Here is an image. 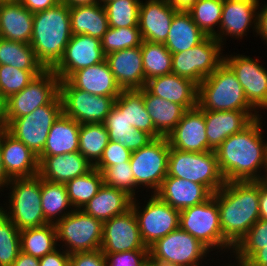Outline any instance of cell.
<instances>
[{
	"instance_id": "cell-1",
	"label": "cell",
	"mask_w": 267,
	"mask_h": 266,
	"mask_svg": "<svg viewBox=\"0 0 267 266\" xmlns=\"http://www.w3.org/2000/svg\"><path fill=\"white\" fill-rule=\"evenodd\" d=\"M262 116L254 119L241 132L229 136L215 150L225 182L265 180L267 139L263 135L265 125Z\"/></svg>"
},
{
	"instance_id": "cell-2",
	"label": "cell",
	"mask_w": 267,
	"mask_h": 266,
	"mask_svg": "<svg viewBox=\"0 0 267 266\" xmlns=\"http://www.w3.org/2000/svg\"><path fill=\"white\" fill-rule=\"evenodd\" d=\"M223 238L234 248L260 219L259 181H234L214 193Z\"/></svg>"
},
{
	"instance_id": "cell-3",
	"label": "cell",
	"mask_w": 267,
	"mask_h": 266,
	"mask_svg": "<svg viewBox=\"0 0 267 266\" xmlns=\"http://www.w3.org/2000/svg\"><path fill=\"white\" fill-rule=\"evenodd\" d=\"M71 37L70 11L66 4L60 2L34 13L30 45L44 69H53L58 64Z\"/></svg>"
},
{
	"instance_id": "cell-4",
	"label": "cell",
	"mask_w": 267,
	"mask_h": 266,
	"mask_svg": "<svg viewBox=\"0 0 267 266\" xmlns=\"http://www.w3.org/2000/svg\"><path fill=\"white\" fill-rule=\"evenodd\" d=\"M197 105L208 111H256L232 69L223 62L198 85Z\"/></svg>"
},
{
	"instance_id": "cell-5",
	"label": "cell",
	"mask_w": 267,
	"mask_h": 266,
	"mask_svg": "<svg viewBox=\"0 0 267 266\" xmlns=\"http://www.w3.org/2000/svg\"><path fill=\"white\" fill-rule=\"evenodd\" d=\"M6 188L9 190L8 196H5L8 200L4 199L6 202L3 201L2 212L19 231L49 223L42 211L41 178L38 175L31 178H13Z\"/></svg>"
},
{
	"instance_id": "cell-6",
	"label": "cell",
	"mask_w": 267,
	"mask_h": 266,
	"mask_svg": "<svg viewBox=\"0 0 267 266\" xmlns=\"http://www.w3.org/2000/svg\"><path fill=\"white\" fill-rule=\"evenodd\" d=\"M179 227L198 239L210 251L232 254L233 247L223 238L219 209L214 194L204 203L180 210ZM225 252V253H224Z\"/></svg>"
},
{
	"instance_id": "cell-7",
	"label": "cell",
	"mask_w": 267,
	"mask_h": 266,
	"mask_svg": "<svg viewBox=\"0 0 267 266\" xmlns=\"http://www.w3.org/2000/svg\"><path fill=\"white\" fill-rule=\"evenodd\" d=\"M167 176L202 184L212 194L225 184L215 151L196 153L170 147Z\"/></svg>"
},
{
	"instance_id": "cell-8",
	"label": "cell",
	"mask_w": 267,
	"mask_h": 266,
	"mask_svg": "<svg viewBox=\"0 0 267 266\" xmlns=\"http://www.w3.org/2000/svg\"><path fill=\"white\" fill-rule=\"evenodd\" d=\"M60 79L52 69H45L23 90L11 95L2 104V124L26 116L36 108L49 104L59 94Z\"/></svg>"
},
{
	"instance_id": "cell-9",
	"label": "cell",
	"mask_w": 267,
	"mask_h": 266,
	"mask_svg": "<svg viewBox=\"0 0 267 266\" xmlns=\"http://www.w3.org/2000/svg\"><path fill=\"white\" fill-rule=\"evenodd\" d=\"M58 246L68 254L91 252L101 248L103 223L74 209L55 224Z\"/></svg>"
},
{
	"instance_id": "cell-10",
	"label": "cell",
	"mask_w": 267,
	"mask_h": 266,
	"mask_svg": "<svg viewBox=\"0 0 267 266\" xmlns=\"http://www.w3.org/2000/svg\"><path fill=\"white\" fill-rule=\"evenodd\" d=\"M146 196L150 198L146 201L144 197L143 205L139 198H134L131 209L136 216L141 239L146 247H149L158 239L179 228L180 210L163 202L156 194L151 196L146 194Z\"/></svg>"
},
{
	"instance_id": "cell-11",
	"label": "cell",
	"mask_w": 267,
	"mask_h": 266,
	"mask_svg": "<svg viewBox=\"0 0 267 266\" xmlns=\"http://www.w3.org/2000/svg\"><path fill=\"white\" fill-rule=\"evenodd\" d=\"M169 153L170 146L166 137L153 139L146 146L132 152L131 169L140 190L146 188V193L149 191V194H155L159 190L167 177Z\"/></svg>"
},
{
	"instance_id": "cell-12",
	"label": "cell",
	"mask_w": 267,
	"mask_h": 266,
	"mask_svg": "<svg viewBox=\"0 0 267 266\" xmlns=\"http://www.w3.org/2000/svg\"><path fill=\"white\" fill-rule=\"evenodd\" d=\"M223 47L215 37L207 36L187 51L172 54V73L199 85L224 62Z\"/></svg>"
},
{
	"instance_id": "cell-13",
	"label": "cell",
	"mask_w": 267,
	"mask_h": 266,
	"mask_svg": "<svg viewBox=\"0 0 267 266\" xmlns=\"http://www.w3.org/2000/svg\"><path fill=\"white\" fill-rule=\"evenodd\" d=\"M62 112V100L58 94L49 104L36 108L26 116L13 119L5 129L39 156L53 123Z\"/></svg>"
},
{
	"instance_id": "cell-14",
	"label": "cell",
	"mask_w": 267,
	"mask_h": 266,
	"mask_svg": "<svg viewBox=\"0 0 267 266\" xmlns=\"http://www.w3.org/2000/svg\"><path fill=\"white\" fill-rule=\"evenodd\" d=\"M59 94L63 113L80 124L104 123L117 98L90 94L68 80H60Z\"/></svg>"
},
{
	"instance_id": "cell-15",
	"label": "cell",
	"mask_w": 267,
	"mask_h": 266,
	"mask_svg": "<svg viewBox=\"0 0 267 266\" xmlns=\"http://www.w3.org/2000/svg\"><path fill=\"white\" fill-rule=\"evenodd\" d=\"M149 253L178 266H204L211 251L180 227L148 247ZM205 257V258H204Z\"/></svg>"
},
{
	"instance_id": "cell-16",
	"label": "cell",
	"mask_w": 267,
	"mask_h": 266,
	"mask_svg": "<svg viewBox=\"0 0 267 266\" xmlns=\"http://www.w3.org/2000/svg\"><path fill=\"white\" fill-rule=\"evenodd\" d=\"M254 58L250 55L228 53L224 55V62L236 74L248 103L261 115L267 111V68L260 64L258 58Z\"/></svg>"
},
{
	"instance_id": "cell-17",
	"label": "cell",
	"mask_w": 267,
	"mask_h": 266,
	"mask_svg": "<svg viewBox=\"0 0 267 266\" xmlns=\"http://www.w3.org/2000/svg\"><path fill=\"white\" fill-rule=\"evenodd\" d=\"M104 60L100 39L85 34H72L62 58L52 70L60 80H67L75 71Z\"/></svg>"
},
{
	"instance_id": "cell-18",
	"label": "cell",
	"mask_w": 267,
	"mask_h": 266,
	"mask_svg": "<svg viewBox=\"0 0 267 266\" xmlns=\"http://www.w3.org/2000/svg\"><path fill=\"white\" fill-rule=\"evenodd\" d=\"M100 250L103 253L149 250L141 239L138 222L132 209L103 223Z\"/></svg>"
},
{
	"instance_id": "cell-19",
	"label": "cell",
	"mask_w": 267,
	"mask_h": 266,
	"mask_svg": "<svg viewBox=\"0 0 267 266\" xmlns=\"http://www.w3.org/2000/svg\"><path fill=\"white\" fill-rule=\"evenodd\" d=\"M259 1L224 0L218 36L216 37L222 45H226L227 37L235 40L243 39V36L247 37L251 28L256 33Z\"/></svg>"
},
{
	"instance_id": "cell-20",
	"label": "cell",
	"mask_w": 267,
	"mask_h": 266,
	"mask_svg": "<svg viewBox=\"0 0 267 266\" xmlns=\"http://www.w3.org/2000/svg\"><path fill=\"white\" fill-rule=\"evenodd\" d=\"M166 138L170 147L180 151L196 153L209 151L204 110L198 105L186 110Z\"/></svg>"
},
{
	"instance_id": "cell-21",
	"label": "cell",
	"mask_w": 267,
	"mask_h": 266,
	"mask_svg": "<svg viewBox=\"0 0 267 266\" xmlns=\"http://www.w3.org/2000/svg\"><path fill=\"white\" fill-rule=\"evenodd\" d=\"M3 166L11 178H31L39 173L38 156L4 127L0 129Z\"/></svg>"
},
{
	"instance_id": "cell-22",
	"label": "cell",
	"mask_w": 267,
	"mask_h": 266,
	"mask_svg": "<svg viewBox=\"0 0 267 266\" xmlns=\"http://www.w3.org/2000/svg\"><path fill=\"white\" fill-rule=\"evenodd\" d=\"M261 115L257 111L204 110L209 151H215L229 136L241 132Z\"/></svg>"
},
{
	"instance_id": "cell-23",
	"label": "cell",
	"mask_w": 267,
	"mask_h": 266,
	"mask_svg": "<svg viewBox=\"0 0 267 266\" xmlns=\"http://www.w3.org/2000/svg\"><path fill=\"white\" fill-rule=\"evenodd\" d=\"M177 11L166 0H141L138 26L142 40L164 44Z\"/></svg>"
},
{
	"instance_id": "cell-24",
	"label": "cell",
	"mask_w": 267,
	"mask_h": 266,
	"mask_svg": "<svg viewBox=\"0 0 267 266\" xmlns=\"http://www.w3.org/2000/svg\"><path fill=\"white\" fill-rule=\"evenodd\" d=\"M105 60L122 90H140L145 87L141 46L112 52L105 56Z\"/></svg>"
},
{
	"instance_id": "cell-25",
	"label": "cell",
	"mask_w": 267,
	"mask_h": 266,
	"mask_svg": "<svg viewBox=\"0 0 267 266\" xmlns=\"http://www.w3.org/2000/svg\"><path fill=\"white\" fill-rule=\"evenodd\" d=\"M38 176L53 183H66L88 173L93 165L79 152L54 156H38Z\"/></svg>"
},
{
	"instance_id": "cell-26",
	"label": "cell",
	"mask_w": 267,
	"mask_h": 266,
	"mask_svg": "<svg viewBox=\"0 0 267 266\" xmlns=\"http://www.w3.org/2000/svg\"><path fill=\"white\" fill-rule=\"evenodd\" d=\"M145 88L152 95L177 103L186 110L197 106L198 85L174 73L147 80Z\"/></svg>"
},
{
	"instance_id": "cell-27",
	"label": "cell",
	"mask_w": 267,
	"mask_h": 266,
	"mask_svg": "<svg viewBox=\"0 0 267 266\" xmlns=\"http://www.w3.org/2000/svg\"><path fill=\"white\" fill-rule=\"evenodd\" d=\"M155 194L178 210L202 204L212 196L204 185L172 176L163 180Z\"/></svg>"
},
{
	"instance_id": "cell-28",
	"label": "cell",
	"mask_w": 267,
	"mask_h": 266,
	"mask_svg": "<svg viewBox=\"0 0 267 266\" xmlns=\"http://www.w3.org/2000/svg\"><path fill=\"white\" fill-rule=\"evenodd\" d=\"M67 80L75 88L98 96L118 97L122 91L106 60L75 71Z\"/></svg>"
},
{
	"instance_id": "cell-29",
	"label": "cell",
	"mask_w": 267,
	"mask_h": 266,
	"mask_svg": "<svg viewBox=\"0 0 267 266\" xmlns=\"http://www.w3.org/2000/svg\"><path fill=\"white\" fill-rule=\"evenodd\" d=\"M33 15L19 1L1 2L0 38L30 44Z\"/></svg>"
},
{
	"instance_id": "cell-30",
	"label": "cell",
	"mask_w": 267,
	"mask_h": 266,
	"mask_svg": "<svg viewBox=\"0 0 267 266\" xmlns=\"http://www.w3.org/2000/svg\"><path fill=\"white\" fill-rule=\"evenodd\" d=\"M132 200L125 191L103 184L82 210L104 223L131 209Z\"/></svg>"
},
{
	"instance_id": "cell-31",
	"label": "cell",
	"mask_w": 267,
	"mask_h": 266,
	"mask_svg": "<svg viewBox=\"0 0 267 266\" xmlns=\"http://www.w3.org/2000/svg\"><path fill=\"white\" fill-rule=\"evenodd\" d=\"M80 123L63 112L53 123L43 152L39 156H54L79 150Z\"/></svg>"
},
{
	"instance_id": "cell-32",
	"label": "cell",
	"mask_w": 267,
	"mask_h": 266,
	"mask_svg": "<svg viewBox=\"0 0 267 266\" xmlns=\"http://www.w3.org/2000/svg\"><path fill=\"white\" fill-rule=\"evenodd\" d=\"M207 36L192 20L188 11L178 10L171 21L165 47L172 53L187 51L198 45Z\"/></svg>"
},
{
	"instance_id": "cell-33",
	"label": "cell",
	"mask_w": 267,
	"mask_h": 266,
	"mask_svg": "<svg viewBox=\"0 0 267 266\" xmlns=\"http://www.w3.org/2000/svg\"><path fill=\"white\" fill-rule=\"evenodd\" d=\"M108 131L109 139L124 145L131 152L146 146L153 138L144 131L130 125L125 112L114 104L103 123Z\"/></svg>"
},
{
	"instance_id": "cell-34",
	"label": "cell",
	"mask_w": 267,
	"mask_h": 266,
	"mask_svg": "<svg viewBox=\"0 0 267 266\" xmlns=\"http://www.w3.org/2000/svg\"><path fill=\"white\" fill-rule=\"evenodd\" d=\"M69 11L74 35L85 34L101 40L109 28L107 13L101 3L71 7Z\"/></svg>"
},
{
	"instance_id": "cell-35",
	"label": "cell",
	"mask_w": 267,
	"mask_h": 266,
	"mask_svg": "<svg viewBox=\"0 0 267 266\" xmlns=\"http://www.w3.org/2000/svg\"><path fill=\"white\" fill-rule=\"evenodd\" d=\"M143 99L156 131L162 137H167L181 120L186 109L177 103L152 95L145 87H143Z\"/></svg>"
},
{
	"instance_id": "cell-36",
	"label": "cell",
	"mask_w": 267,
	"mask_h": 266,
	"mask_svg": "<svg viewBox=\"0 0 267 266\" xmlns=\"http://www.w3.org/2000/svg\"><path fill=\"white\" fill-rule=\"evenodd\" d=\"M121 112H125L126 119L134 128L144 131L153 139L162 137L155 129L148 114L144 99L143 88L140 90H122L114 103Z\"/></svg>"
},
{
	"instance_id": "cell-37",
	"label": "cell",
	"mask_w": 267,
	"mask_h": 266,
	"mask_svg": "<svg viewBox=\"0 0 267 266\" xmlns=\"http://www.w3.org/2000/svg\"><path fill=\"white\" fill-rule=\"evenodd\" d=\"M41 204L45 219L53 224L74 210L65 183H53L44 179H41Z\"/></svg>"
},
{
	"instance_id": "cell-38",
	"label": "cell",
	"mask_w": 267,
	"mask_h": 266,
	"mask_svg": "<svg viewBox=\"0 0 267 266\" xmlns=\"http://www.w3.org/2000/svg\"><path fill=\"white\" fill-rule=\"evenodd\" d=\"M21 252L42 258L55 251L58 246L56 228L53 223L20 231Z\"/></svg>"
},
{
	"instance_id": "cell-39",
	"label": "cell",
	"mask_w": 267,
	"mask_h": 266,
	"mask_svg": "<svg viewBox=\"0 0 267 266\" xmlns=\"http://www.w3.org/2000/svg\"><path fill=\"white\" fill-rule=\"evenodd\" d=\"M0 65L19 70L43 71L30 44L0 38Z\"/></svg>"
},
{
	"instance_id": "cell-40",
	"label": "cell",
	"mask_w": 267,
	"mask_h": 266,
	"mask_svg": "<svg viewBox=\"0 0 267 266\" xmlns=\"http://www.w3.org/2000/svg\"><path fill=\"white\" fill-rule=\"evenodd\" d=\"M109 141V134L103 123L80 124L78 151L93 167L101 159Z\"/></svg>"
},
{
	"instance_id": "cell-41",
	"label": "cell",
	"mask_w": 267,
	"mask_h": 266,
	"mask_svg": "<svg viewBox=\"0 0 267 266\" xmlns=\"http://www.w3.org/2000/svg\"><path fill=\"white\" fill-rule=\"evenodd\" d=\"M103 184L102 172L94 167L88 173L67 181L65 186L73 208L82 210Z\"/></svg>"
},
{
	"instance_id": "cell-42",
	"label": "cell",
	"mask_w": 267,
	"mask_h": 266,
	"mask_svg": "<svg viewBox=\"0 0 267 266\" xmlns=\"http://www.w3.org/2000/svg\"><path fill=\"white\" fill-rule=\"evenodd\" d=\"M143 69L146 81L172 73V53L163 43L143 40L141 43Z\"/></svg>"
},
{
	"instance_id": "cell-43",
	"label": "cell",
	"mask_w": 267,
	"mask_h": 266,
	"mask_svg": "<svg viewBox=\"0 0 267 266\" xmlns=\"http://www.w3.org/2000/svg\"><path fill=\"white\" fill-rule=\"evenodd\" d=\"M223 4L224 0H198L187 11L206 36L216 38L218 36Z\"/></svg>"
},
{
	"instance_id": "cell-44",
	"label": "cell",
	"mask_w": 267,
	"mask_h": 266,
	"mask_svg": "<svg viewBox=\"0 0 267 266\" xmlns=\"http://www.w3.org/2000/svg\"><path fill=\"white\" fill-rule=\"evenodd\" d=\"M141 0H110L104 4L109 27H139Z\"/></svg>"
},
{
	"instance_id": "cell-45",
	"label": "cell",
	"mask_w": 267,
	"mask_h": 266,
	"mask_svg": "<svg viewBox=\"0 0 267 266\" xmlns=\"http://www.w3.org/2000/svg\"><path fill=\"white\" fill-rule=\"evenodd\" d=\"M21 252L20 231L3 213H0V266H11Z\"/></svg>"
},
{
	"instance_id": "cell-46",
	"label": "cell",
	"mask_w": 267,
	"mask_h": 266,
	"mask_svg": "<svg viewBox=\"0 0 267 266\" xmlns=\"http://www.w3.org/2000/svg\"><path fill=\"white\" fill-rule=\"evenodd\" d=\"M142 41L139 27H109L101 39V46L107 56L112 52L141 46Z\"/></svg>"
},
{
	"instance_id": "cell-47",
	"label": "cell",
	"mask_w": 267,
	"mask_h": 266,
	"mask_svg": "<svg viewBox=\"0 0 267 266\" xmlns=\"http://www.w3.org/2000/svg\"><path fill=\"white\" fill-rule=\"evenodd\" d=\"M260 245H267V220L259 219L233 248L232 258L247 262L258 250ZM234 255V256H233Z\"/></svg>"
},
{
	"instance_id": "cell-48",
	"label": "cell",
	"mask_w": 267,
	"mask_h": 266,
	"mask_svg": "<svg viewBox=\"0 0 267 266\" xmlns=\"http://www.w3.org/2000/svg\"><path fill=\"white\" fill-rule=\"evenodd\" d=\"M41 72L0 65V103L2 104L11 95L23 90Z\"/></svg>"
},
{
	"instance_id": "cell-49",
	"label": "cell",
	"mask_w": 267,
	"mask_h": 266,
	"mask_svg": "<svg viewBox=\"0 0 267 266\" xmlns=\"http://www.w3.org/2000/svg\"><path fill=\"white\" fill-rule=\"evenodd\" d=\"M102 174L105 185L125 191L133 199L138 197V192L142 193L135 183L130 161L106 167Z\"/></svg>"
},
{
	"instance_id": "cell-50",
	"label": "cell",
	"mask_w": 267,
	"mask_h": 266,
	"mask_svg": "<svg viewBox=\"0 0 267 266\" xmlns=\"http://www.w3.org/2000/svg\"><path fill=\"white\" fill-rule=\"evenodd\" d=\"M131 154L132 152L124 145L118 142L109 141L104 149L101 159L94 168L102 172L106 167L130 161Z\"/></svg>"
},
{
	"instance_id": "cell-51",
	"label": "cell",
	"mask_w": 267,
	"mask_h": 266,
	"mask_svg": "<svg viewBox=\"0 0 267 266\" xmlns=\"http://www.w3.org/2000/svg\"><path fill=\"white\" fill-rule=\"evenodd\" d=\"M149 250L104 253L106 266H147Z\"/></svg>"
},
{
	"instance_id": "cell-52",
	"label": "cell",
	"mask_w": 267,
	"mask_h": 266,
	"mask_svg": "<svg viewBox=\"0 0 267 266\" xmlns=\"http://www.w3.org/2000/svg\"><path fill=\"white\" fill-rule=\"evenodd\" d=\"M69 266H106L105 254L99 249L70 254Z\"/></svg>"
},
{
	"instance_id": "cell-53",
	"label": "cell",
	"mask_w": 267,
	"mask_h": 266,
	"mask_svg": "<svg viewBox=\"0 0 267 266\" xmlns=\"http://www.w3.org/2000/svg\"><path fill=\"white\" fill-rule=\"evenodd\" d=\"M39 262L40 266H69L70 254L61 248H57L52 253L46 254L44 257L40 258Z\"/></svg>"
},
{
	"instance_id": "cell-54",
	"label": "cell",
	"mask_w": 267,
	"mask_h": 266,
	"mask_svg": "<svg viewBox=\"0 0 267 266\" xmlns=\"http://www.w3.org/2000/svg\"><path fill=\"white\" fill-rule=\"evenodd\" d=\"M259 1V7L257 12V30H256V37L260 36L261 41H264V45L267 46V3L262 4Z\"/></svg>"
},
{
	"instance_id": "cell-55",
	"label": "cell",
	"mask_w": 267,
	"mask_h": 266,
	"mask_svg": "<svg viewBox=\"0 0 267 266\" xmlns=\"http://www.w3.org/2000/svg\"><path fill=\"white\" fill-rule=\"evenodd\" d=\"M30 12L36 13L56 6L61 0H17Z\"/></svg>"
},
{
	"instance_id": "cell-56",
	"label": "cell",
	"mask_w": 267,
	"mask_h": 266,
	"mask_svg": "<svg viewBox=\"0 0 267 266\" xmlns=\"http://www.w3.org/2000/svg\"><path fill=\"white\" fill-rule=\"evenodd\" d=\"M259 213L260 219L267 220V182L259 181Z\"/></svg>"
},
{
	"instance_id": "cell-57",
	"label": "cell",
	"mask_w": 267,
	"mask_h": 266,
	"mask_svg": "<svg viewBox=\"0 0 267 266\" xmlns=\"http://www.w3.org/2000/svg\"><path fill=\"white\" fill-rule=\"evenodd\" d=\"M247 263L249 266H267V245H260V250Z\"/></svg>"
},
{
	"instance_id": "cell-58",
	"label": "cell",
	"mask_w": 267,
	"mask_h": 266,
	"mask_svg": "<svg viewBox=\"0 0 267 266\" xmlns=\"http://www.w3.org/2000/svg\"><path fill=\"white\" fill-rule=\"evenodd\" d=\"M11 266H40V262L39 258L20 252Z\"/></svg>"
},
{
	"instance_id": "cell-59",
	"label": "cell",
	"mask_w": 267,
	"mask_h": 266,
	"mask_svg": "<svg viewBox=\"0 0 267 266\" xmlns=\"http://www.w3.org/2000/svg\"><path fill=\"white\" fill-rule=\"evenodd\" d=\"M174 9L187 11L198 0H166Z\"/></svg>"
},
{
	"instance_id": "cell-60",
	"label": "cell",
	"mask_w": 267,
	"mask_h": 266,
	"mask_svg": "<svg viewBox=\"0 0 267 266\" xmlns=\"http://www.w3.org/2000/svg\"><path fill=\"white\" fill-rule=\"evenodd\" d=\"M11 178L6 174V171L3 166L2 151L0 145V193L6 191V186L8 185Z\"/></svg>"
},
{
	"instance_id": "cell-61",
	"label": "cell",
	"mask_w": 267,
	"mask_h": 266,
	"mask_svg": "<svg viewBox=\"0 0 267 266\" xmlns=\"http://www.w3.org/2000/svg\"><path fill=\"white\" fill-rule=\"evenodd\" d=\"M62 3L66 4L69 8L85 5H93L100 3V0H61Z\"/></svg>"
},
{
	"instance_id": "cell-62",
	"label": "cell",
	"mask_w": 267,
	"mask_h": 266,
	"mask_svg": "<svg viewBox=\"0 0 267 266\" xmlns=\"http://www.w3.org/2000/svg\"><path fill=\"white\" fill-rule=\"evenodd\" d=\"M147 266H178L160 258H156L148 253Z\"/></svg>"
},
{
	"instance_id": "cell-63",
	"label": "cell",
	"mask_w": 267,
	"mask_h": 266,
	"mask_svg": "<svg viewBox=\"0 0 267 266\" xmlns=\"http://www.w3.org/2000/svg\"><path fill=\"white\" fill-rule=\"evenodd\" d=\"M232 260H229L228 263H224V266H249V264L245 261L239 260L235 258L234 262L231 263ZM236 261V262H235ZM220 266V265H219Z\"/></svg>"
},
{
	"instance_id": "cell-64",
	"label": "cell",
	"mask_w": 267,
	"mask_h": 266,
	"mask_svg": "<svg viewBox=\"0 0 267 266\" xmlns=\"http://www.w3.org/2000/svg\"><path fill=\"white\" fill-rule=\"evenodd\" d=\"M3 128V124H2V108H1V103H0V129Z\"/></svg>"
},
{
	"instance_id": "cell-65",
	"label": "cell",
	"mask_w": 267,
	"mask_h": 266,
	"mask_svg": "<svg viewBox=\"0 0 267 266\" xmlns=\"http://www.w3.org/2000/svg\"><path fill=\"white\" fill-rule=\"evenodd\" d=\"M108 1H110V0H100V3L104 5Z\"/></svg>"
},
{
	"instance_id": "cell-66",
	"label": "cell",
	"mask_w": 267,
	"mask_h": 266,
	"mask_svg": "<svg viewBox=\"0 0 267 266\" xmlns=\"http://www.w3.org/2000/svg\"><path fill=\"white\" fill-rule=\"evenodd\" d=\"M12 1H16V0H0V2H12Z\"/></svg>"
},
{
	"instance_id": "cell-67",
	"label": "cell",
	"mask_w": 267,
	"mask_h": 266,
	"mask_svg": "<svg viewBox=\"0 0 267 266\" xmlns=\"http://www.w3.org/2000/svg\"><path fill=\"white\" fill-rule=\"evenodd\" d=\"M2 212V203L0 204V213Z\"/></svg>"
}]
</instances>
